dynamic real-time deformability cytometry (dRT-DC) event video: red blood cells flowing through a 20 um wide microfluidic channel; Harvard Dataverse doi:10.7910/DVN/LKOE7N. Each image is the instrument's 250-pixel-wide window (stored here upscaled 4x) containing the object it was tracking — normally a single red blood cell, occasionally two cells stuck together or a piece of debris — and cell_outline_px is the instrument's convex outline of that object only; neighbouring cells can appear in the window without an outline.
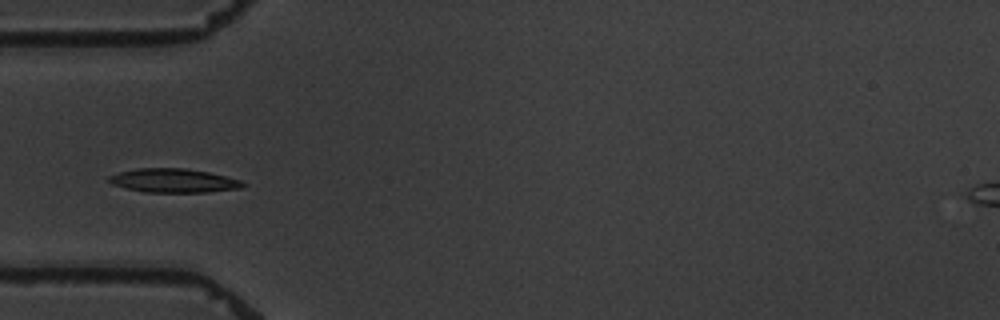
{"species": "common noctule bat (a hibernating species)", "species_latin": "Nyctalus noctula", "temperature_condition": "warm", "stored_images_in_passage": 7, "camera_frame_rate_fps": 3000, "um_per_image_px": 0.085, "animal": {"sex": "male", "body_mass_g": 19.5, "forearm_length_mm": 54.6}, "frame": {"image": 1, "passage_image": 4, "time_ms": 3.333, "image_size_px": [1000, 320], "cell_outline_px": [[248, 184], [240, 188], [208, 192], [144, 192], [112, 184], [108, 180], [108, 176], [120, 172], [136, 168], [184, 168], [208, 172], [240, 180]], "centroid_in_image_um": [14.76, 15.35], "position_along_channel_um": 70.2, "area_um2": 18.5}}
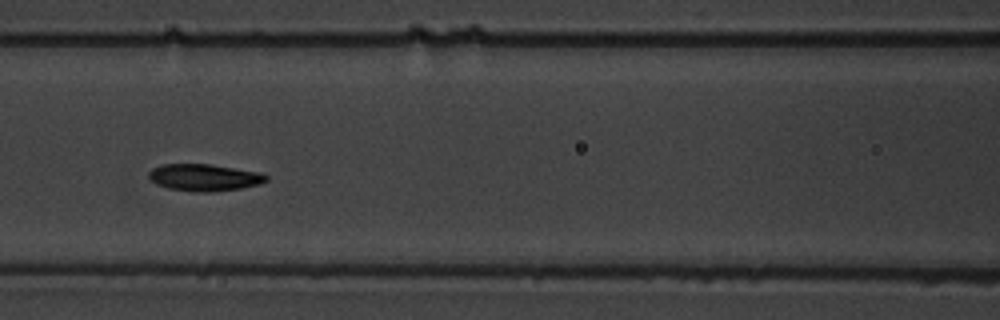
{"frame": {"image": 2, "passage_image": 6, "time_ms": 5.667, "image_size_px": [1000, 320], "cell_outline_px": [[268, 180], [260, 184], [240, 188], [216, 192], [196, 192], [168, 188], [156, 184], [148, 176], [148, 172], [152, 168], [160, 164], [212, 164], [260, 172], [268, 176]], "centroid_in_image_um": [17.37, 15.08], "position_along_channel_um": 149.2, "area_um2": 18.61}}
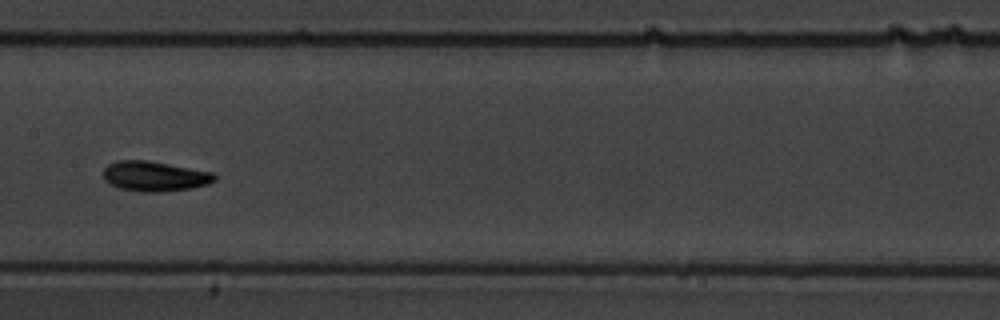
{"frame": {"image": 3, "passage_image": 7, "time_ms": 7.0, "image_size_px": [1000, 320], "cell_outline_px": [[216, 180], [208, 184], [192, 188], [156, 192], [144, 192], [120, 188], [104, 180], [104, 168], [108, 164], [116, 160], [148, 160], [212, 172], [216, 176]], "centroid_in_image_um": [13.14, 14.97], "position_along_channel_um": 194.3, "area_um2": 19.36}}